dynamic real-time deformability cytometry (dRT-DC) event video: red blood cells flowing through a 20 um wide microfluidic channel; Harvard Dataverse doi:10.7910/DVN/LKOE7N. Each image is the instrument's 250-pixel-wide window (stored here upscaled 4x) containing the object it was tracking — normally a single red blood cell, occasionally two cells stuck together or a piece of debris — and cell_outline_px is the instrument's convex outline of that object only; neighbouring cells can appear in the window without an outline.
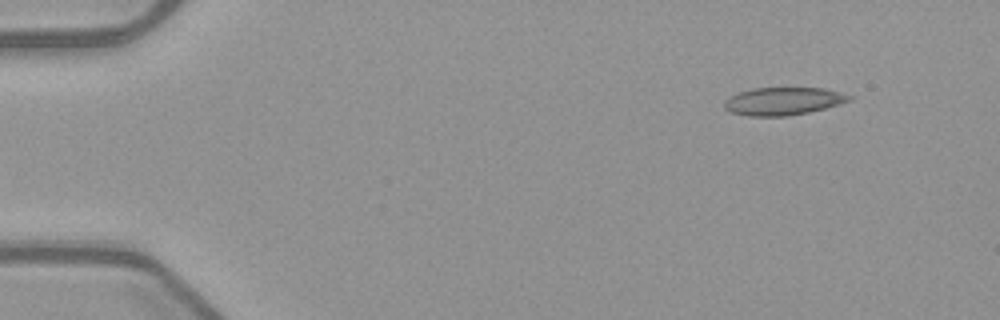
{"species": "common noctule bat (a hibernating species)", "species_latin": "Nyctalus noctula", "temperature_condition": "warm", "stored_images_in_passage": 47, "camera_frame_rate_fps": 3000, "um_per_image_px": 0.085, "animal": {"sex": "female", "body_mass_g": 21.9}, "frame": {"image": 1, "passage_image": 1, "time_ms": 0.0, "image_size_px": [1000, 320], "cell_outline_px": [[856, 96], [852, 100], [840, 104], [808, 112], [788, 116], [748, 116], [732, 112], [724, 108], [724, 100], [740, 92], [752, 88], [824, 88]], "centroid_in_image_um": [66.62, 8.6], "position_along_channel_um": 18.4, "area_um2": 20.23}}
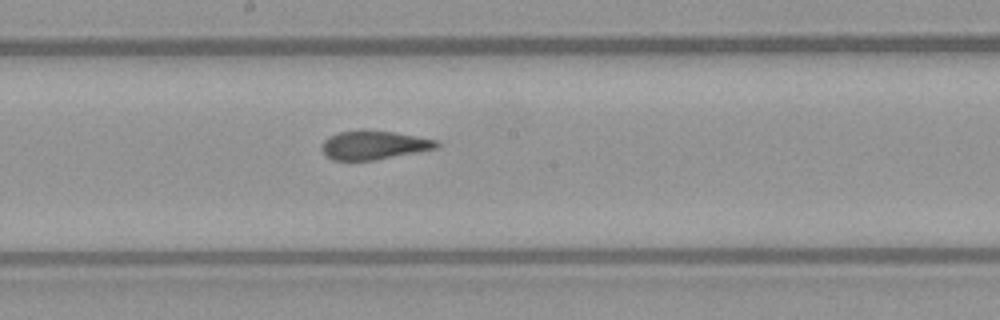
{"frame": {"image": 2, "passage_image": 24, "time_ms": 7.667, "image_size_px": [1000, 320], "cell_outline_px": [[440, 148], [372, 160], [332, 160], [320, 148], [320, 144], [328, 136], [336, 132], [360, 128], [364, 128], [392, 132], [440, 140]], "centroid_in_image_um": [31.76, 12.3], "position_along_channel_um": 216.4, "area_um2": 19.71}}
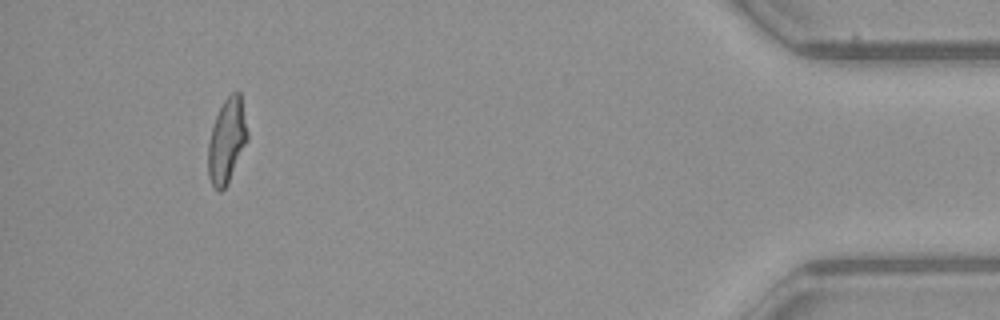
{"frame": {"image": 3, "passage_image": 44, "time_ms": 14.333, "image_size_px": [1000, 320], "cell_outline_px": [[248, 140], [228, 184], [220, 192], [216, 192], [208, 176], [208, 144], [212, 128], [216, 116], [224, 100], [232, 92], [240, 92], [248, 132]], "centroid_in_image_um": [19.28, 12.01], "position_along_channel_um": 415.9, "area_um2": 19.42}, "authors_computed_cell_mechanics": {"area_um2": 20.23, "velocity_mm_per_s": 4.0005, "shape_relaxation_time_tau1_ms": null, "shape_relaxation_time_tau2_ms": 1.4419, "deformation_change_tau1": null, "deformation_change_tau2": 0.107}}